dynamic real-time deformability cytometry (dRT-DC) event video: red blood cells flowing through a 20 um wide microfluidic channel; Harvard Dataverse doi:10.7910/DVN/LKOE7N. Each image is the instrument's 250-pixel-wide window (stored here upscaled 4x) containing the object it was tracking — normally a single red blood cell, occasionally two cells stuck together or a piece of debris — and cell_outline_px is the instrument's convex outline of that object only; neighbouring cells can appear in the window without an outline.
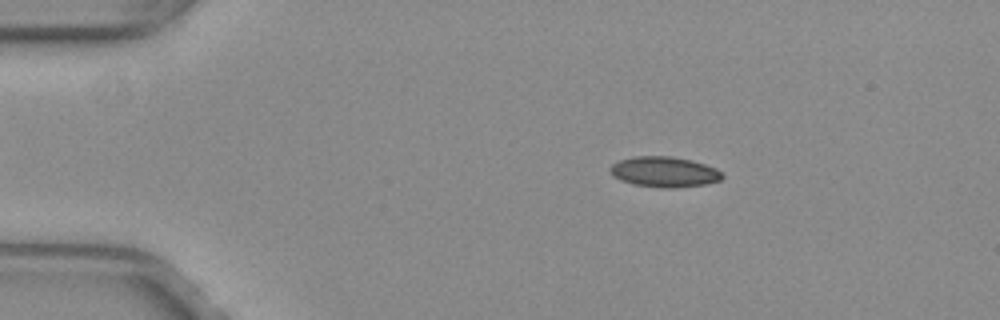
{"species": "common noctule bat (a hibernating species)", "species_latin": "Nyctalus noctula", "temperature_condition": "warm", "stored_images_in_passage": 52, "camera_frame_rate_fps": 3000, "um_per_image_px": 0.085, "animal": {"sex": "female", "body_mass_g": 29.2, "forearm_length_mm": 56.3}, "frame": {"image": 1, "passage_image": 9, "time_ms": 2.667, "image_size_px": [1000, 320], "cell_outline_px": [[724, 176], [720, 180], [704, 184], [676, 188], [660, 188], [632, 184], [620, 180], [612, 176], [608, 168], [612, 164], [620, 160], [636, 156], [672, 156], [692, 160], [716, 168]], "centroid_in_image_um": [56.43, 14.61], "position_along_channel_um": 28.6, "area_um2": 20.0}}
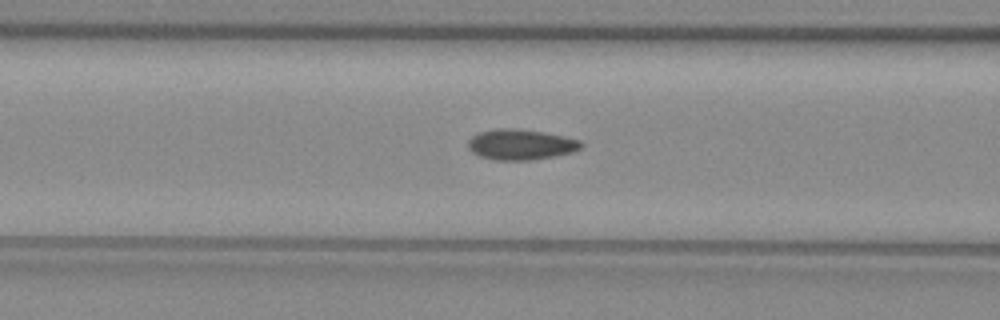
{"frame": {"image": 2, "passage_image": 21, "time_ms": 6.667, "image_size_px": [1000, 320], "cell_outline_px": [[584, 144], [580, 148], [572, 152], [532, 160], [496, 160], [480, 156], [472, 152], [468, 148], [468, 140], [472, 136], [480, 132], [496, 128], [516, 128], [544, 132], [564, 136], [580, 140]], "centroid_in_image_um": [44.25, 12.27], "position_along_channel_um": 122.3, "area_um2": 20.11}}
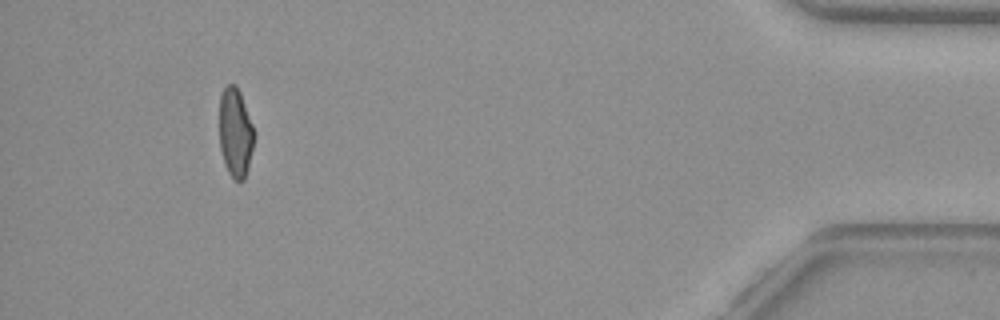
{"frame": {"image": 3, "passage_image": 48, "time_ms": 15.667, "image_size_px": [1000, 320], "cell_outline_px": [[256, 136], [248, 168], [244, 180], [232, 180], [224, 164], [220, 148], [220, 96], [224, 88], [228, 84], [236, 84], [240, 92], [256, 132]], "centroid_in_image_um": [20.03, 11.29], "position_along_channel_um": 415.2, "area_um2": 18.38}, "authors_computed_cell_mechanics": {"area_um2": 19.1029, "velocity_mm_per_s": 4.0059, "shape_relaxation_time_tau1_ms": null, "shape_relaxation_time_tau2_ms": 1.4408, "deformation_change_tau1": null, "deformation_change_tau2": 0.0617}}